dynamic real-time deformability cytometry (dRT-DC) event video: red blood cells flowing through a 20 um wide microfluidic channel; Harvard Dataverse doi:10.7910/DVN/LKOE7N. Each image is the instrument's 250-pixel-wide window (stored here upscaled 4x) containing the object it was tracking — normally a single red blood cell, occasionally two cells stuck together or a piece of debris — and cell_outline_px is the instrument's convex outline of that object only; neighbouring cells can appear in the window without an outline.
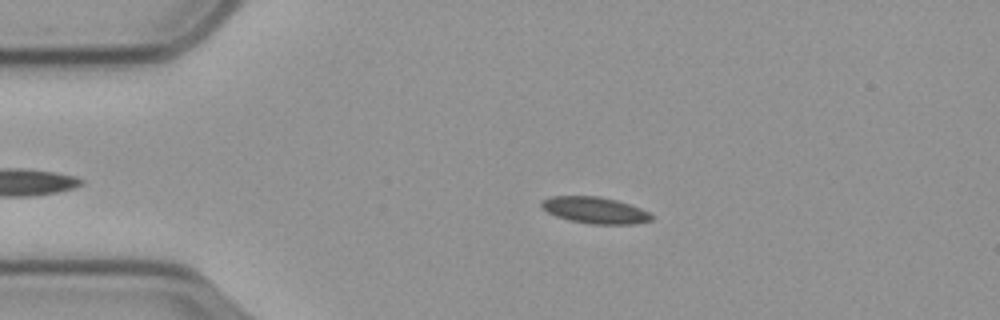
{"species": "common noctule bat (a hibernating species)", "species_latin": "Nyctalus noctula", "temperature_condition": "cold", "stored_images_in_passage": 52, "camera_frame_rate_fps": 3000, "um_per_image_px": 0.085, "animal": {"sex": "male", "body_mass_g": 23.1, "forearm_length_mm": 52.7}, "frame": {"image": 1, "passage_image": 12, "time_ms": 3.667, "image_size_px": [1000, 320], "cell_outline_px": [[652, 220], [636, 224], [592, 224], [568, 220], [556, 216], [548, 212], [540, 204], [544, 200], [552, 196], [596, 196], [616, 200], [640, 208], [648, 212], [652, 216]], "centroid_in_image_um": [50.58, 17.88], "position_along_channel_um": 34.4, "area_um2": 16.76}}
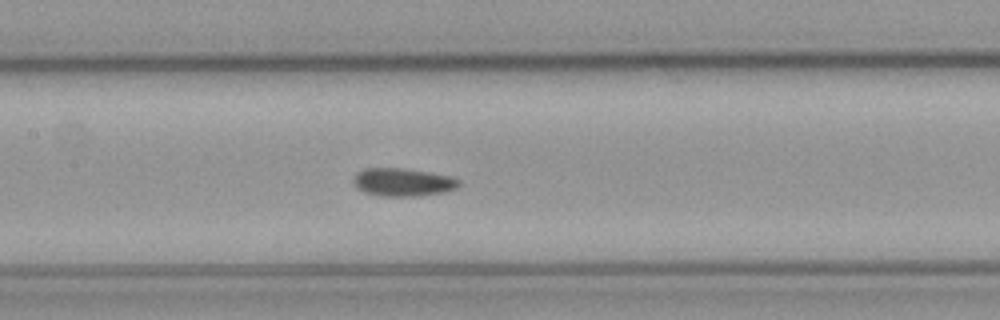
{"frame": {"image": 2, "passage_image": 27, "time_ms": 8.667, "image_size_px": [1000, 320], "cell_outline_px": [[460, 184], [456, 188], [444, 192], [420, 196], [380, 196], [364, 192], [356, 188], [352, 184], [352, 180], [356, 172], [364, 168], [400, 168], [428, 172], [448, 176], [460, 180]], "centroid_in_image_um": [34.18, 15.49], "position_along_channel_um": 173.2, "area_um2": 17.34}}
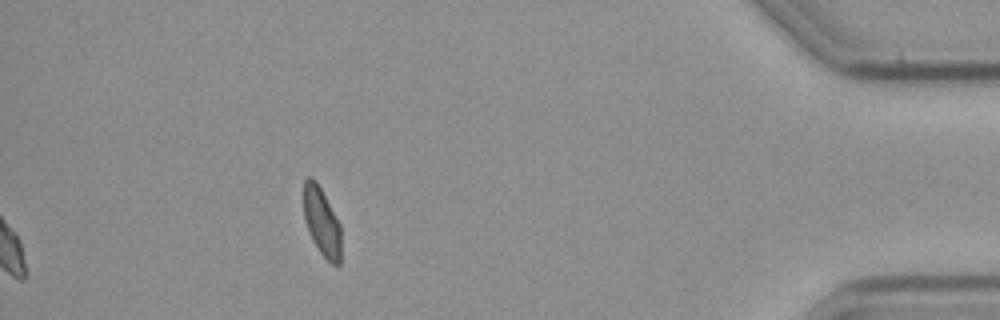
{"frame": {"image": 3, "passage_image": 52, "time_ms": 17.0, "image_size_px": [1000, 320], "cell_outline_px": [[340, 264], [336, 268], [320, 252], [304, 220], [304, 180], [308, 176], [312, 176], [316, 180], [340, 224]], "centroid_in_image_um": [27.35, 18.83], "position_along_channel_um": 407.8, "area_um2": 14.62}, "authors_computed_cell_mechanics": {"area_um2": 16.6464, "velocity_mm_per_s": 3.5204, "shape_relaxation_time_tau1_ms": null, "shape_relaxation_time_tau2_ms": 6.4469, "deformation_change_tau1": null, "deformation_change_tau2": 0.0881}}